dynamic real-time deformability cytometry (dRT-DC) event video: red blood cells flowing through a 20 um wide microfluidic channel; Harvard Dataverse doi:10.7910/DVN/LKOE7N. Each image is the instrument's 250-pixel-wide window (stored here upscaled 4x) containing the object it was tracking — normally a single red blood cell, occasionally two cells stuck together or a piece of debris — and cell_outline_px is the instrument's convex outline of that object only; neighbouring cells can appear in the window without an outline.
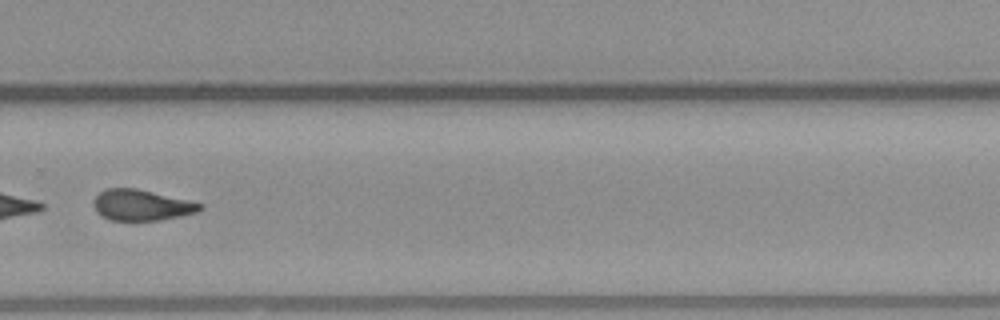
{"species": "common noctule bat (a hibernating species)", "species_latin": "Nyctalus noctula", "temperature_condition": "warm", "stored_images_in_passage": 31, "camera_frame_rate_fps": 3000, "um_per_image_px": 0.085, "animal": {"sex": "male", "body_mass_g": 23.1, "forearm_length_mm": 52.7}, "frame": {"image": 1, "passage_image": 18, "time_ms": 5.667, "image_size_px": [1000, 320], "cell_outline_px": [[204, 208], [200, 212], [160, 220], [112, 220], [96, 212], [92, 204], [96, 196], [104, 188], [136, 188], [188, 200], [204, 204]], "centroid_in_image_um": [12.05, 17.43], "position_along_channel_um": 317.7, "area_um2": 19.19}}